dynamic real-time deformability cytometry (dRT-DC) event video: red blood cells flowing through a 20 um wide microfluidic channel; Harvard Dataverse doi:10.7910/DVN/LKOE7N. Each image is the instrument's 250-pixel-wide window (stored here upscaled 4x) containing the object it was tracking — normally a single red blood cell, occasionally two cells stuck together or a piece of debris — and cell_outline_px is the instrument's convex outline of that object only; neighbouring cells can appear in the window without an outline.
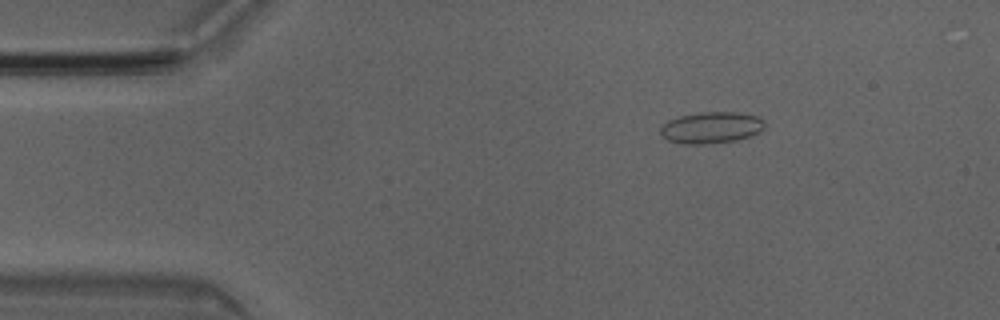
{"species": "Egyptian fruit bat (a non-hibernating species)", "species_latin": "Rousettus aegyptiacus", "temperature_condition": "room temperature", "stored_images_in_passage": 43, "camera_frame_rate_fps": 3000, "um_per_image_px": 0.085, "animal": {"sex": "male"}, "frame": {"image": 1, "passage_image": 8, "time_ms": 2.333, "image_size_px": [1000, 320], "cell_outline_px": [[764, 128], [760, 132], [736, 140], [704, 144], [684, 144], [668, 140], [660, 136], [660, 128], [668, 120], [680, 116], [700, 112], [736, 112], [760, 116], [764, 120]], "centroid_in_image_um": [60.45, 10.84], "position_along_channel_um": 24.5, "area_um2": 19.19}}
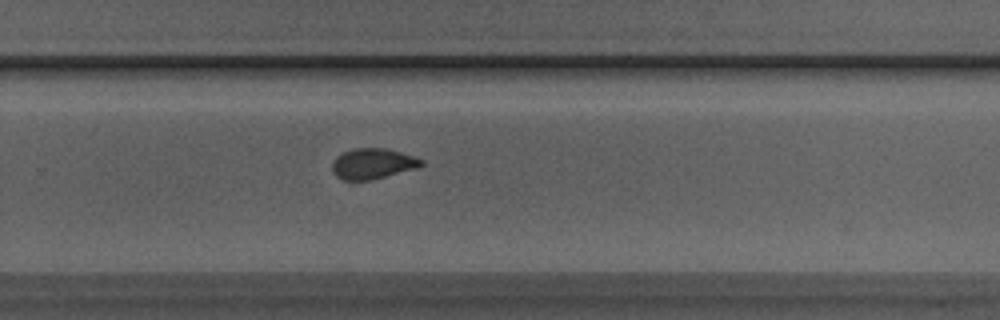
{"frame": {"image": 2, "passage_image": 33, "time_ms": 10.667, "image_size_px": [1000, 320], "cell_outline_px": [[424, 164], [416, 168], [372, 180], [340, 180], [332, 172], [332, 164], [336, 156], [344, 152], [356, 148], [388, 148], [424, 160]], "centroid_in_image_um": [31.66, 13.92], "position_along_channel_um": 298.1, "area_um2": 15.9}}
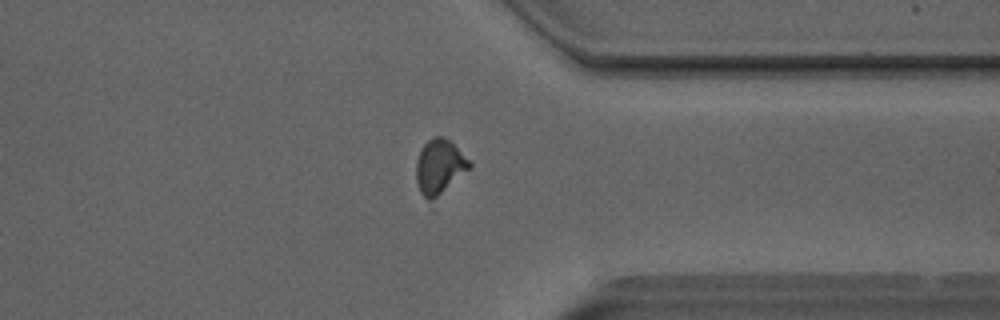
{"frame": {"image": 3, "passage_image": 39, "time_ms": 12.667, "image_size_px": [1000, 320], "cell_outline_px": [[472, 168], [432, 212], [420, 192], [416, 180], [416, 160], [424, 144], [428, 140], [436, 136], [440, 136], [448, 140], [472, 164]], "centroid_in_image_um": [37.37, 14.46], "position_along_channel_um": 374.0, "area_um2": 18.67}}